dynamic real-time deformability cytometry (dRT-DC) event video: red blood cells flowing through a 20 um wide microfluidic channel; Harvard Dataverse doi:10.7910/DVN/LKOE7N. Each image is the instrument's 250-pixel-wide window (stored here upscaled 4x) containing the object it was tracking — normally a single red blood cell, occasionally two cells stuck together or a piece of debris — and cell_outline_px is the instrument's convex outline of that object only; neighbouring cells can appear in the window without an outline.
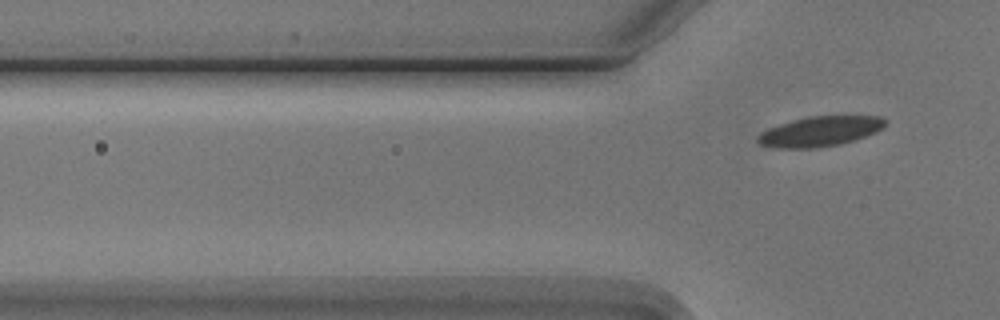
{"species": "Egyptian fruit bat (a non-hibernating species)", "species_latin": "Rousettus aegyptiacus", "temperature_condition": "cold", "stored_images_in_passage": 7, "segment_of_instrument_passage": [2, 2], "camera_frame_rate_fps": 3000, "um_per_image_px": 0.085, "animal": {"sex": "male"}, "frame": {"image": 1, "passage_image": 7, "time_ms": 8.0, "image_size_px": [1000, 320], "cell_outline_px": [[884, 124], [876, 132], [852, 140], [836, 144], [816, 148], [776, 148], [760, 144], [756, 140], [756, 136], [760, 132], [768, 128], [792, 120], [808, 116], [880, 116], [884, 120]], "centroid_in_image_um": [69.61, 11.16], "position_along_channel_um": 56.2, "area_um2": 21.96}}